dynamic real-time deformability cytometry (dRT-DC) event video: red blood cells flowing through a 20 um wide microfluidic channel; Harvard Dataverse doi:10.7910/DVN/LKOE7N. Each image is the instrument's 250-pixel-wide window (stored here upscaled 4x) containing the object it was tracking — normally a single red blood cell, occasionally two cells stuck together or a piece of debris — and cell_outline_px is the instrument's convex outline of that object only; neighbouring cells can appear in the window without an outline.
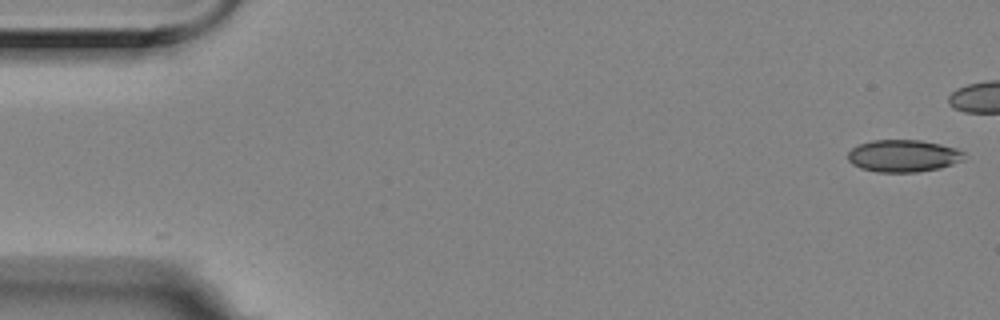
{"species": "Egyptian fruit bat (a non-hibernating species)", "species_latin": "Rousettus aegyptiacus", "temperature_condition": "room temperature", "stored_images_in_passage": 2, "camera_frame_rate_fps": 3000, "um_per_image_px": 0.085, "animal": {"sex": "female"}, "frame": {"image": 1, "passage_image": 1, "time_ms": 0.0, "image_size_px": [1000, 320], "cell_outline_px": [[964, 160], [940, 168], [916, 172], [876, 172], [860, 168], [852, 164], [848, 160], [848, 152], [852, 148], [860, 144], [872, 140], [920, 140], [940, 144], [956, 148], [964, 152]], "centroid_in_image_um": [76.77, 13.25], "position_along_channel_um": 8.2, "area_um2": 21.85}}